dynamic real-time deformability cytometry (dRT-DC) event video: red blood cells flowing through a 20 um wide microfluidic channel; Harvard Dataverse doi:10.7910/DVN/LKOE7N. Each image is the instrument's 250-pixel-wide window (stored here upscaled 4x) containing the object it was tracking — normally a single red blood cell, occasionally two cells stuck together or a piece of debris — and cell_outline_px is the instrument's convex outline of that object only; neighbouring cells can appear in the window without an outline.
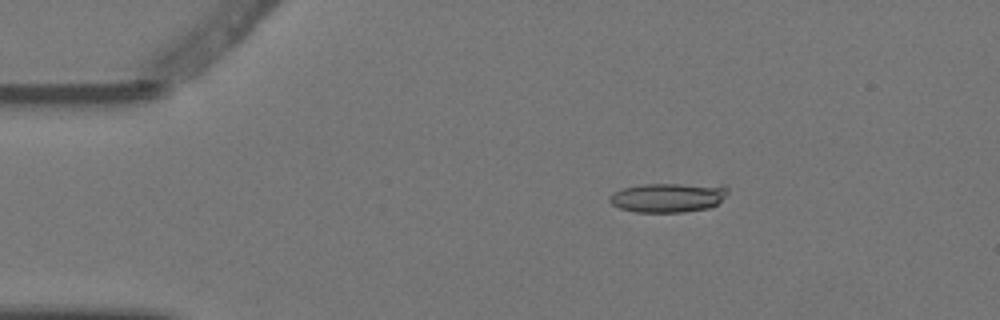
{"species": "Egyptian fruit bat (a non-hibernating species)", "species_latin": "Rousettus aegyptiacus", "temperature_condition": "warm", "stored_images_in_passage": 4, "camera_frame_rate_fps": 3000, "um_per_image_px": 0.085, "animal": {"sex": "female"}, "frame": {"image": 1, "passage_image": 2, "time_ms": 0.333, "image_size_px": [1000, 320], "cell_outline_px": [[728, 192], [716, 204], [708, 208], [684, 212], [636, 212], [620, 208], [612, 204], [608, 200], [608, 196], [612, 192], [624, 188], [640, 184], [724, 184], [728, 188]], "centroid_in_image_um": [56.78, 16.77], "position_along_channel_um": 28.2, "area_um2": 20.4}}
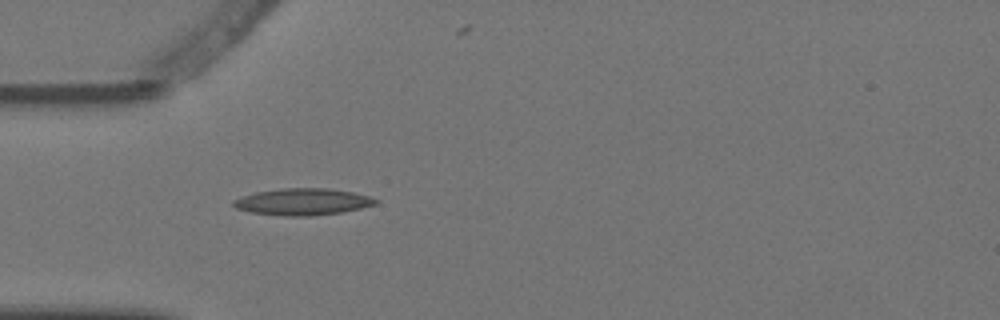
{"frame": {"image": 2, "passage_image": 4, "time_ms": 1.0, "image_size_px": [1000, 320], "cell_outline_px": [[380, 200], [376, 204], [360, 208], [340, 212], [308, 216], [284, 216], [252, 212], [236, 208], [232, 204], [232, 200], [256, 192], [284, 188], [328, 188], [352, 192], [368, 196]], "centroid_in_image_um": [25.73, 17.15], "position_along_channel_um": 59.3, "area_um2": 21.91}}